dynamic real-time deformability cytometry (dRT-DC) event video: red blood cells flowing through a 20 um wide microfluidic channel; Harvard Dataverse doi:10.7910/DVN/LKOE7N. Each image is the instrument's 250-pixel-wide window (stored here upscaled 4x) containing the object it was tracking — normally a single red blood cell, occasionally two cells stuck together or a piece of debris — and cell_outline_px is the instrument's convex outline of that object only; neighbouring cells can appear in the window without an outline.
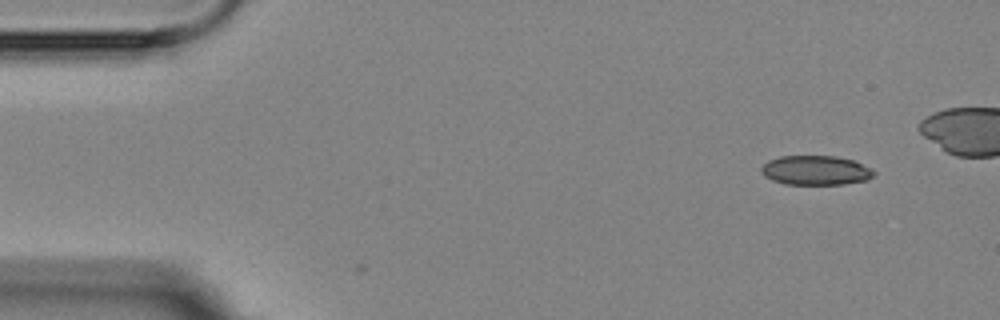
{"species": "Egyptian fruit bat (a non-hibernating species)", "species_latin": "Rousettus aegyptiacus", "temperature_condition": "room temperature", "stored_images_in_passage": 4, "camera_frame_rate_fps": 3000, "um_per_image_px": 0.085, "animal": {"sex": "female"}, "frame": {"image": 1, "passage_image": 1, "time_ms": 0.0, "image_size_px": [1000, 320], "cell_outline_px": [[876, 172], [868, 180], [844, 184], [784, 184], [772, 180], [764, 176], [760, 172], [760, 168], [768, 160], [780, 156], [836, 156], [852, 160], [872, 168]], "centroid_in_image_um": [69.32, 14.48], "position_along_channel_um": 15.7, "area_um2": 19.42}}